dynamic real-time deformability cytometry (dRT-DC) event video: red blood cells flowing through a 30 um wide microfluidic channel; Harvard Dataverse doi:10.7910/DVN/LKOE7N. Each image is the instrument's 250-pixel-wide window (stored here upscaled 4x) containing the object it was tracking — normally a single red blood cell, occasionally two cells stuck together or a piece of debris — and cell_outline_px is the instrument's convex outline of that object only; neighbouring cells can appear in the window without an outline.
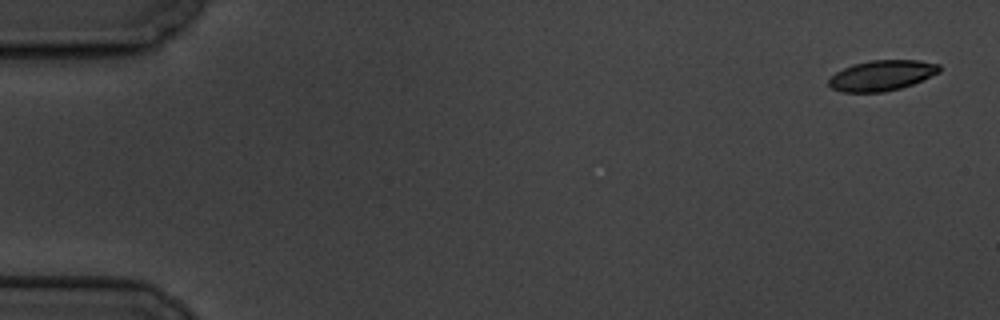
{"species": "common noctule bat (a hibernating species)", "species_latin": "Nyctalus noctula", "temperature_condition": "cold", "stored_images_in_passage": 3, "camera_frame_rate_fps": 3000, "um_per_image_px": 0.085, "animal": {"sex": "male", "body_mass_g": 19.5, "forearm_length_mm": 54.6}, "frame": {"image": 1, "passage_image": 1, "time_ms": 0.0, "image_size_px": [1000, 320], "cell_outline_px": [[940, 72], [912, 84], [900, 88], [884, 92], [840, 92], [832, 88], [828, 84], [828, 80], [836, 72], [852, 64], [872, 60], [920, 60], [940, 64]], "centroid_in_image_um": [74.95, 6.41], "position_along_channel_um": 10.1, "area_um2": 19.59}}